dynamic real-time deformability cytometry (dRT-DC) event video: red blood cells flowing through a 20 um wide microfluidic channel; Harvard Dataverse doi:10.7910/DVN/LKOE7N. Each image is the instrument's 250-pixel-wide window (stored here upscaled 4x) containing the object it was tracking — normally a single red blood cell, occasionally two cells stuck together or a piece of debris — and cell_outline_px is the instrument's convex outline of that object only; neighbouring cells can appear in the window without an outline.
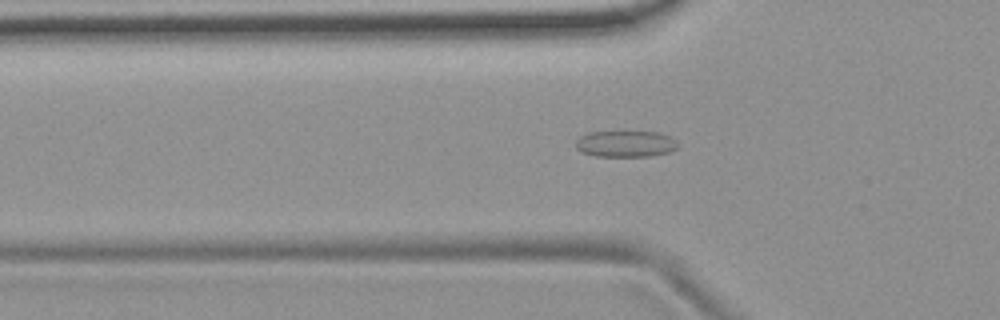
{"species": "common noctule bat (a hibernating species)", "species_latin": "Nyctalus noctula", "temperature_condition": "room temperature", "stored_images_in_passage": 38, "camera_frame_rate_fps": 3000, "um_per_image_px": 0.085, "animal": {"sex": "female", "body_mass_g": 19.9}, "frame": {"image": 1, "passage_image": 2, "time_ms": 0.333, "image_size_px": [1000, 320], "cell_outline_px": [[676, 148], [668, 152], [648, 156], [596, 156], [580, 152], [576, 148], [576, 140], [580, 136], [588, 132], [660, 132], [668, 136], [676, 144]], "centroid_in_image_um": [53.09, 12.23], "position_along_channel_um": 72.7, "area_um2": 15.43}}
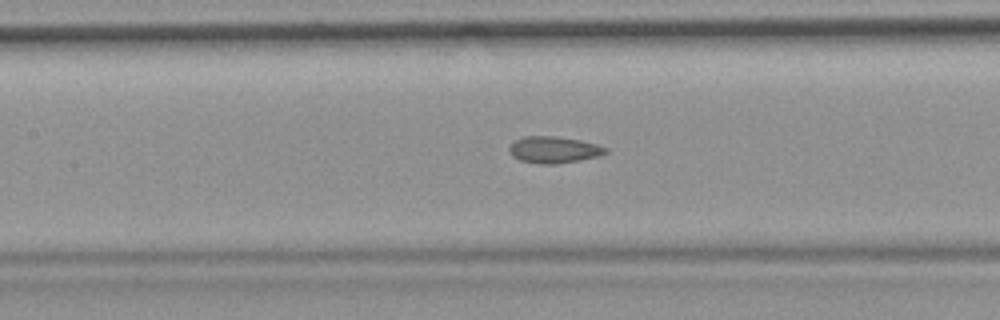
{"frame": {"image": 2, "passage_image": 9, "time_ms": 2.667, "image_size_px": [1000, 320], "cell_outline_px": [[608, 152], [600, 156], [580, 160], [556, 164], [540, 164], [520, 160], [512, 156], [508, 148], [516, 140], [524, 136], [552, 136], [580, 140], [596, 144], [608, 148]], "centroid_in_image_um": [47.1, 12.73], "position_along_channel_um": 160.3, "area_um2": 14.91}}
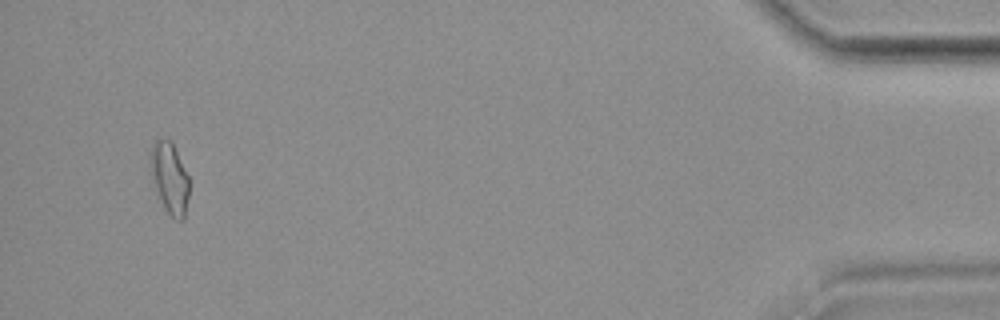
{"frame": {"image": 3, "passage_image": 36, "time_ms": 11.667, "image_size_px": [1000, 320], "cell_outline_px": [[188, 196], [184, 220], [176, 220], [164, 208], [160, 200], [152, 176], [148, 160], [152, 144], [156, 140], [172, 140], [188, 176]], "centroid_in_image_um": [14.4, 15.11], "position_along_channel_um": 420.8, "area_um2": 15.95}, "authors_computed_cell_mechanics": {"area_um2": 14.4789, "velocity_mm_per_s": 3.7333, "shape_relaxation_time_tau1_ms": null, "shape_relaxation_time_tau2_ms": 2.2396, "deformation_change_tau1": null, "deformation_change_tau2": 0.1005}}